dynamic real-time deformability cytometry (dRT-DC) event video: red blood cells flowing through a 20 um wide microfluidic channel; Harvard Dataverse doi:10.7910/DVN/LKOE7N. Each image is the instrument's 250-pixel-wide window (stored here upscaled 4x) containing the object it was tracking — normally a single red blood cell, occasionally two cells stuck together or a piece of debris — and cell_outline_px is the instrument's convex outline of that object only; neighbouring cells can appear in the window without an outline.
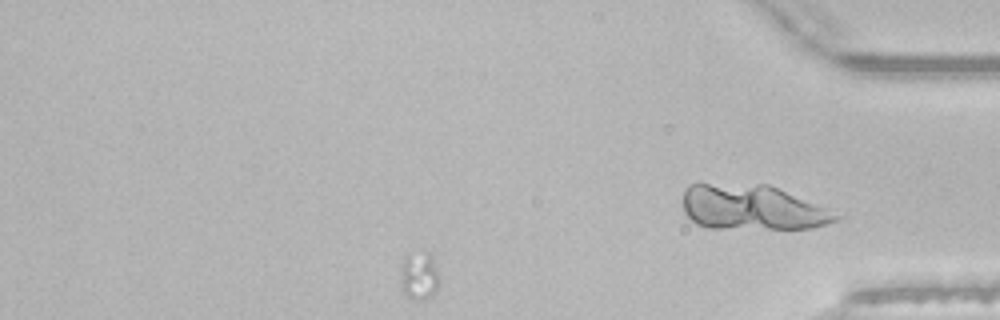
{"species": "common noctule bat (a hibernating species)", "species_latin": "Nyctalus noctula", "temperature_condition": "room temperature", "stored_images_in_passage": 36, "camera_frame_rate_fps": 3000, "um_per_image_px": 0.085, "animal": {"sex": "male", "body_mass_g": 21.5, "forearm_length_mm": 52.0}, "frame": {"image": 1, "passage_image": 30, "time_ms": 9.667, "image_size_px": [1000, 320], "cell_outline_px": [[440, 284], [432, 296], [424, 300], [416, 300], [408, 296], [404, 292], [400, 272], [404, 256], [428, 252], [432, 256], [440, 276]], "centroid_in_image_um": [35.68, 23.47], "position_along_channel_um": 399.5, "area_um2": 10.81}}